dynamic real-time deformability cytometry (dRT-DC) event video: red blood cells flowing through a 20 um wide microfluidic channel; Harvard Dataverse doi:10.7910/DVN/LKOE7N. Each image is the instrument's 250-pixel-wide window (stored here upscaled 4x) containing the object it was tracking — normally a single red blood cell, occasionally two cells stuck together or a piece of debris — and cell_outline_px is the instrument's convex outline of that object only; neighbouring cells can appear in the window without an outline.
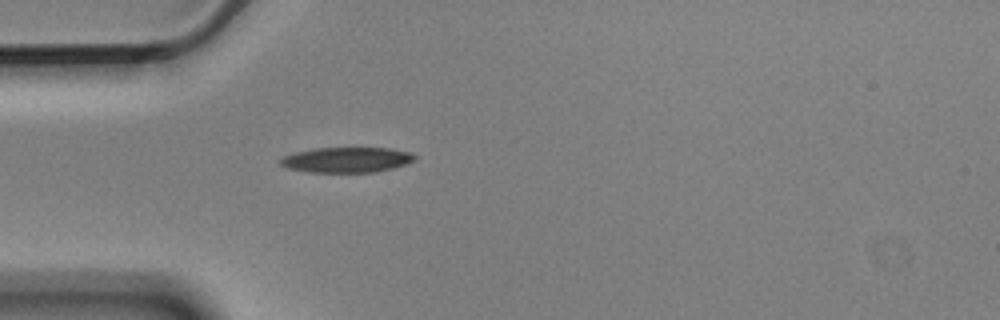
{"species": "Egyptian fruit bat (a non-hibernating species)", "species_latin": "Rousettus aegyptiacus", "temperature_condition": "cold", "stored_images_in_passage": 1, "camera_frame_rate_fps": 3000, "um_per_image_px": 0.085, "animal": {"sex": "male"}, "frame": {"image": 1, "passage_image": 1, "time_ms": 0.0, "image_size_px": [1000, 320], "cell_outline_px": [[416, 160], [392, 168], [376, 172], [308, 172], [288, 168], [280, 164], [280, 160], [284, 156], [296, 152], [312, 148], [388, 148], [412, 152], [416, 156]], "centroid_in_image_um": [29.48, 13.58], "position_along_channel_um": 55.5, "area_um2": 19.77}}